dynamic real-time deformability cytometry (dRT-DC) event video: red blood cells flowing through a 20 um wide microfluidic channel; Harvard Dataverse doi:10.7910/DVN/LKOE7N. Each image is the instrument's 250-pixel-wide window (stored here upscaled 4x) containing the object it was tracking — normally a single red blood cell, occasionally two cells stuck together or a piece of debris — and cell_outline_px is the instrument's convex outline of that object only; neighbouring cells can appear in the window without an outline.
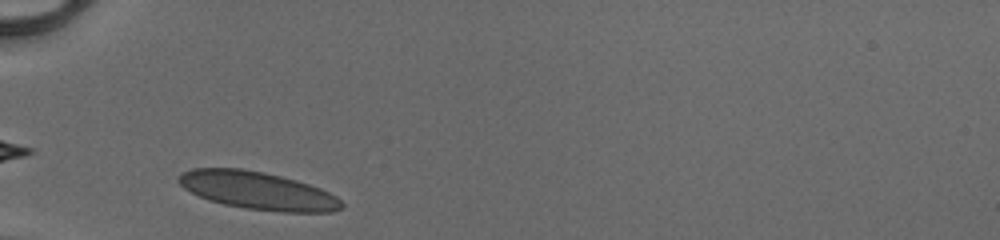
{"species": "human", "species_latin": "Homo sapiens", "temperature_condition": "cold", "stored_images_in_passage": 30, "camera_frame_rate_fps": 3000, "um_per_image_px": 0.085, "donor": {"sex": "male"}, "frame": {"image": 1, "passage_image": 1, "time_ms": 0.0, "image_size_px": [1000, 240], "cell_outline_px": [[344, 204], [340, 208], [332, 212], [280, 212], [244, 208], [224, 204], [208, 200], [184, 188], [176, 180], [176, 176], [180, 172], [192, 168], [240, 168], [264, 172], [296, 180], [320, 188], [336, 196]], "centroid_in_image_um": [21.86, 16.19], "position_along_channel_um": 63.1, "area_um2": 35.89}}
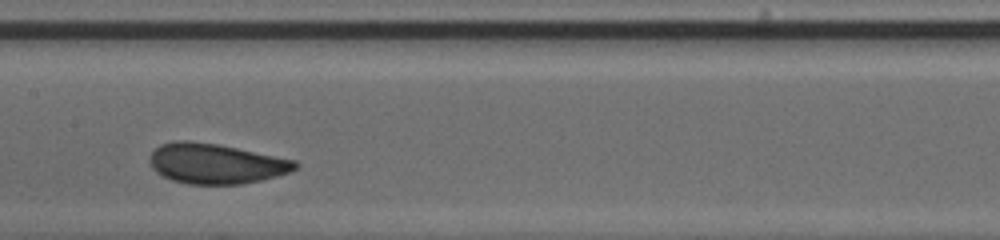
{"frame": {"image": 2, "passage_image": 11, "time_ms": 3.333, "image_size_px": [1000, 240], "cell_outline_px": [[300, 164], [296, 168], [288, 172], [276, 176], [244, 184], [188, 184], [172, 180], [156, 172], [152, 168], [152, 152], [160, 144], [172, 140], [188, 140], [216, 144], [296, 160]], "centroid_in_image_um": [18.35, 13.9], "position_along_channel_um": 189.1, "area_um2": 33.76}}
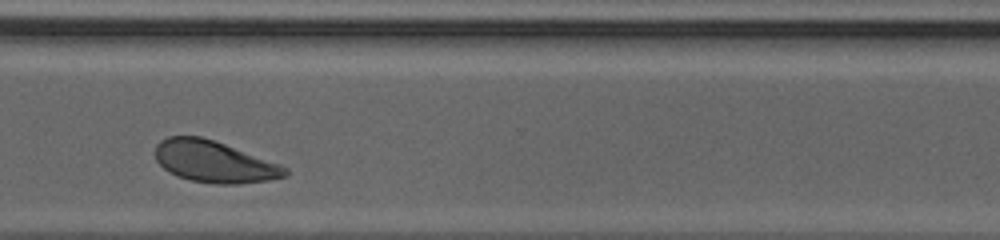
{"frame": {"image": 3, "passage_image": 23, "time_ms": 7.333, "image_size_px": [1000, 240], "cell_outline_px": [[288, 176], [272, 180], [240, 184], [216, 184], [192, 180], [168, 172], [156, 160], [156, 144], [160, 140], [168, 136], [200, 136], [224, 144], [280, 164], [288, 168]], "centroid_in_image_um": [18.23, 13.75], "position_along_channel_um": 352.4, "area_um2": 31.33}, "authors_computed_cell_mechanics": {"area_um2": 33.5529, "velocity_mm_per_s": 4.0688, "shape_relaxation_time_tau1_ms": 2.7733, "shape_relaxation_time_tau2_ms": null, "deformation_change_tau1": 0.1048, "deformation_change_tau2": null}}